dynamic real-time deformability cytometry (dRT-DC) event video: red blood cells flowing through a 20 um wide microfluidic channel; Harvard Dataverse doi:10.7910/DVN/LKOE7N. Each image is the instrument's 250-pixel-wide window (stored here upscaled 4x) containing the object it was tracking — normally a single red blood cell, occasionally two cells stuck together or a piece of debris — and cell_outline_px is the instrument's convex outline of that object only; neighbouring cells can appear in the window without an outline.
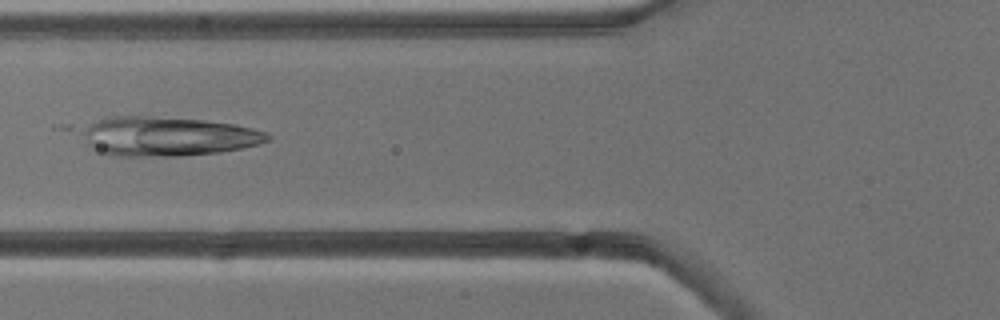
{"species": "common noctule bat (a hibernating species)", "species_latin": "Nyctalus noctula", "temperature_condition": "cold", "stored_images_in_passage": 4, "camera_frame_rate_fps": 3000, "um_per_image_px": 0.085, "animal": {"sex": "male", "body_mass_g": 13.3}, "frame": {"image": 1, "passage_image": 3, "time_ms": 2.333, "image_size_px": [1000, 320], "cell_outline_px": [[272, 136], [268, 140], [260, 144], [220, 152], [180, 156], [116, 156], [92, 148], [52, 128], [52, 124], [112, 116], [144, 116], [204, 120], [236, 124], [268, 132]], "centroid_in_image_um": [13.62, 11.53], "position_along_channel_um": 112.2, "area_um2": 46.18}}
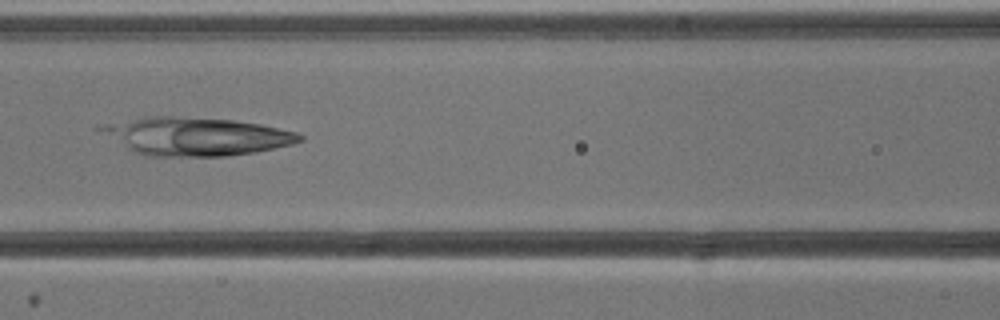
{"frame": {"image": 2, "passage_image": 4, "time_ms": 3.333, "image_size_px": [1000, 320], "cell_outline_px": [[304, 140], [292, 144], [276, 148], [256, 152], [228, 156], [144, 156], [128, 148], [92, 128], [108, 124], [148, 116], [172, 116], [232, 120], [260, 124], [296, 132], [304, 136]], "centroid_in_image_um": [16.68, 11.59], "position_along_channel_um": 149.9, "area_um2": 43.93}}